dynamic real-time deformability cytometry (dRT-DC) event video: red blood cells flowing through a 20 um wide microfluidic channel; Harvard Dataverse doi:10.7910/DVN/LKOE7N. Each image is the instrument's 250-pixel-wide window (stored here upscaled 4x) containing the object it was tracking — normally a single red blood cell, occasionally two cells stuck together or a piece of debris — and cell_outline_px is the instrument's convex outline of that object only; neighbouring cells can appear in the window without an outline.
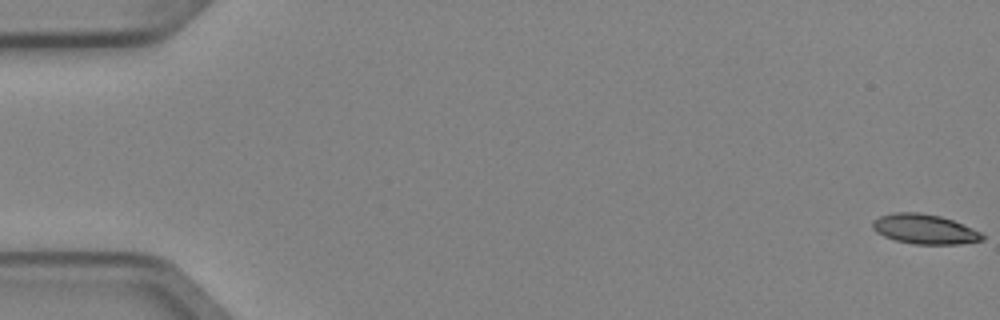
{"species": "Egyptian fruit bat (a non-hibernating species)", "species_latin": "Rousettus aegyptiacus", "temperature_condition": "cold", "stored_images_in_passage": 5, "camera_frame_rate_fps": 3000, "um_per_image_px": 0.085, "animal": {"sex": "female"}, "frame": {"image": 1, "passage_image": 1, "time_ms": 0.0, "image_size_px": [1000, 320], "cell_outline_px": [[984, 240], [960, 244], [912, 244], [896, 240], [884, 236], [876, 232], [872, 228], [872, 220], [880, 216], [892, 212], [920, 212], [940, 216], [952, 220], [972, 228], [980, 232], [984, 236]], "centroid_in_image_um": [78.56, 19.47], "position_along_channel_um": 6.4, "area_um2": 19.07}}
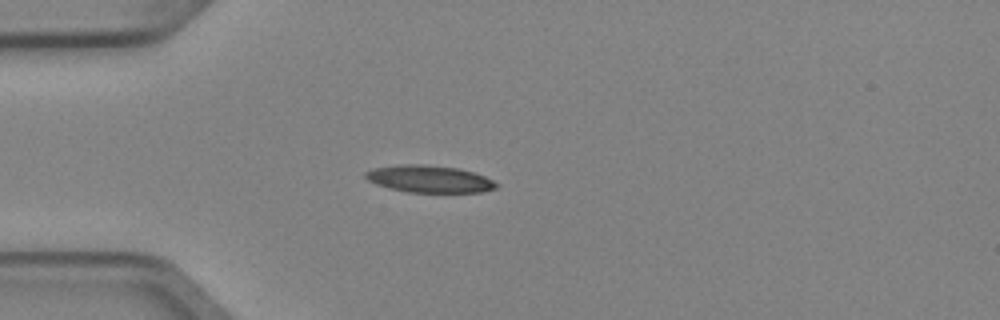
{"frame": {"image": 2, "passage_image": 5, "time_ms": 1.333, "image_size_px": [1000, 320], "cell_outline_px": [[500, 184], [496, 188], [480, 192], [408, 192], [376, 184], [368, 180], [364, 176], [364, 172], [372, 168], [396, 164], [424, 164], [456, 168], [472, 172], [484, 176]], "centroid_in_image_um": [36.46, 15.2], "position_along_channel_um": 48.5, "area_um2": 20.63}}